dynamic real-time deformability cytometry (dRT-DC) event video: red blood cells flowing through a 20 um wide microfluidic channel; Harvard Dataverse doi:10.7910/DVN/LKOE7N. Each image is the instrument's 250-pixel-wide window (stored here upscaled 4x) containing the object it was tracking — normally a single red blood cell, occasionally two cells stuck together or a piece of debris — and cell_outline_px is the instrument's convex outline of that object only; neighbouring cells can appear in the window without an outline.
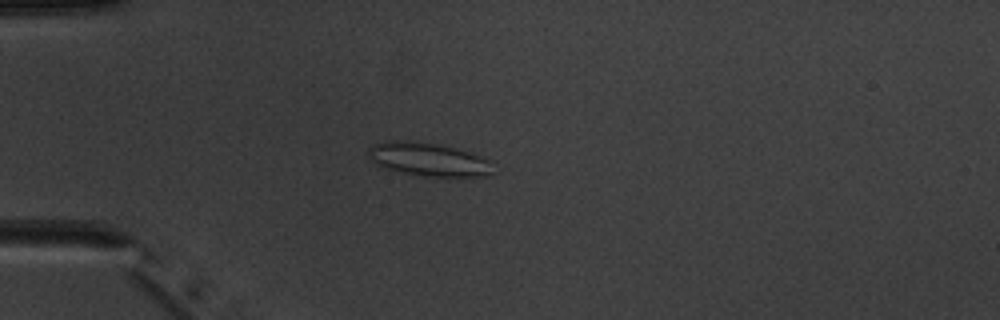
{"species": "common noctule bat (a hibernating species)", "species_latin": "Nyctalus noctula", "temperature_condition": "warm", "stored_images_in_passage": 4, "camera_frame_rate_fps": 3000, "um_per_image_px": 0.085, "animal": {"sex": "male", "body_mass_g": 20.1, "forearm_length_mm": 53.5}, "frame": {"image": 1, "passage_image": 4, "time_ms": 4.0, "image_size_px": [1000, 320], "cell_outline_px": [[488, 176], [424, 176], [384, 168], [376, 164], [368, 156], [368, 148], [372, 144], [384, 140], [408, 140], [440, 144], [472, 152], [488, 160]], "centroid_in_image_um": [36.31, 13.51], "position_along_channel_um": 48.7, "area_um2": 24.04}}